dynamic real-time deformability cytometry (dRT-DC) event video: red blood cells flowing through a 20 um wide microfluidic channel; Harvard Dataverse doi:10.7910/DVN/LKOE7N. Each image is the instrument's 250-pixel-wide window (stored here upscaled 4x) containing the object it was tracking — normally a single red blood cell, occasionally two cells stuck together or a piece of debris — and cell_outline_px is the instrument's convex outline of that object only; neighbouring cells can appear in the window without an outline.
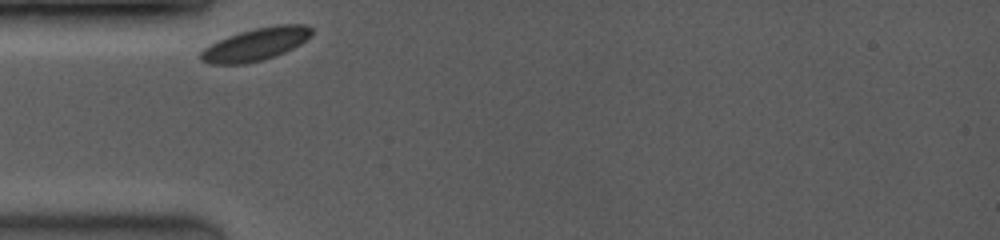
{"species": "common noctule bat (a hibernating species)", "species_latin": "Nyctalus noctula", "temperature_condition": "room temperature", "stored_images_in_passage": 25, "camera_frame_rate_fps": 3500, "um_per_image_px": 0.085, "animal": {"sex": "female", "body_mass_g": 19.0, "forearm_length_mm": 53.3}, "frame": {"image": 1, "passage_image": 1, "time_ms": 0.0, "image_size_px": [1000, 240], "cell_outline_px": [[312, 32], [300, 44], [276, 56], [264, 60], [244, 64], [208, 64], [200, 60], [200, 52], [204, 48], [228, 36], [240, 32], [256, 28], [276, 24], [304, 24], [312, 28]], "centroid_in_image_um": [21.72, 3.78], "position_along_channel_um": 63.3, "area_um2": 20.92}}
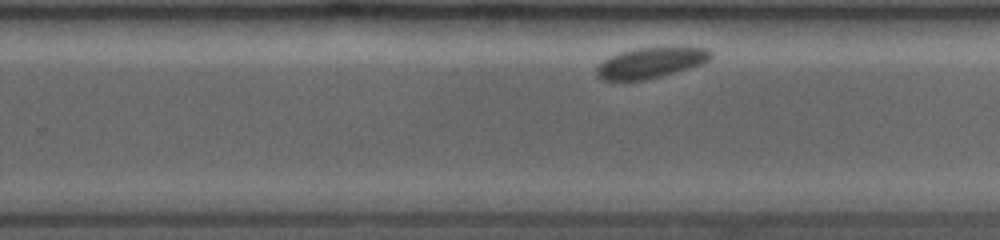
{"frame": {"image": 2, "passage_image": 18, "time_ms": 6.0, "image_size_px": [1000, 240], "cell_outline_px": [[712, 56], [704, 64], [660, 76], [644, 80], [600, 80], [596, 76], [596, 68], [608, 56], [620, 52], [636, 48], [708, 48], [712, 52]], "centroid_in_image_um": [55.28, 5.34], "position_along_channel_um": 274.5, "area_um2": 20.17}}
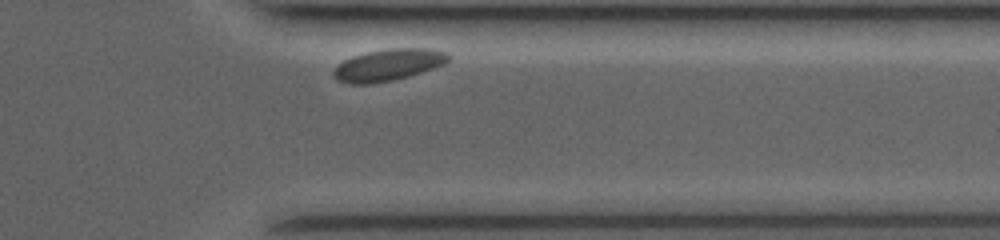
{"frame": {"image": 3, "passage_image": 24, "time_ms": 8.857, "image_size_px": [1000, 240], "cell_outline_px": [[452, 56], [444, 64], [408, 76], [392, 80], [368, 84], [348, 84], [336, 80], [332, 72], [344, 60], [352, 56], [368, 52], [388, 48], [432, 48], [448, 52]], "centroid_in_image_um": [33.02, 5.5], "position_along_channel_um": 378.4, "area_um2": 21.21}}